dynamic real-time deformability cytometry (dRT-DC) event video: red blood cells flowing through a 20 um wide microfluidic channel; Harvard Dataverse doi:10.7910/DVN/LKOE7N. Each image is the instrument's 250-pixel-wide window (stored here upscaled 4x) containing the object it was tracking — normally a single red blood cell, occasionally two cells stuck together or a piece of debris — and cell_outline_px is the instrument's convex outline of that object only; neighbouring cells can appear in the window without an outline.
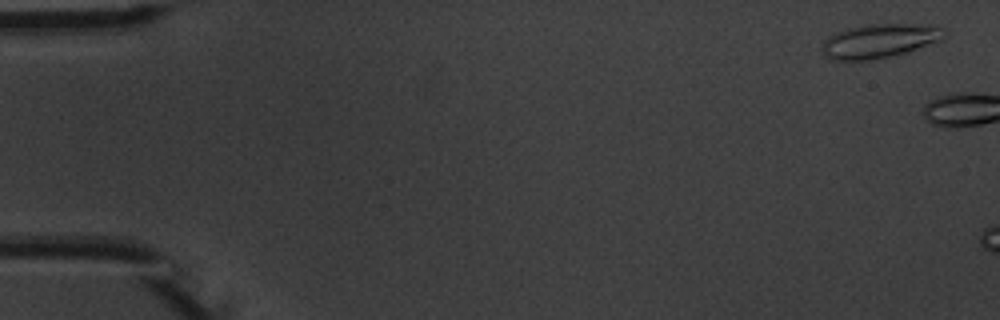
{"species": "common noctule bat (a hibernating species)", "species_latin": "Nyctalus noctula", "temperature_condition": "warm", "stored_images_in_passage": 2, "camera_frame_rate_fps": 3000, "um_per_image_px": 0.085, "animal": {"sex": "male", "body_mass_g": 20.1, "forearm_length_mm": 53.5}, "frame": {"image": 1, "passage_image": 1, "time_ms": 0.0, "image_size_px": [1000, 320], "cell_outline_px": [[948, 32], [940, 40], [892, 56], [868, 60], [828, 60], [820, 48], [824, 40], [828, 36], [836, 32], [848, 28], [868, 24], [928, 24], [944, 28]], "centroid_in_image_um": [74.72, 3.47], "position_along_channel_um": 10.3, "area_um2": 24.28}}